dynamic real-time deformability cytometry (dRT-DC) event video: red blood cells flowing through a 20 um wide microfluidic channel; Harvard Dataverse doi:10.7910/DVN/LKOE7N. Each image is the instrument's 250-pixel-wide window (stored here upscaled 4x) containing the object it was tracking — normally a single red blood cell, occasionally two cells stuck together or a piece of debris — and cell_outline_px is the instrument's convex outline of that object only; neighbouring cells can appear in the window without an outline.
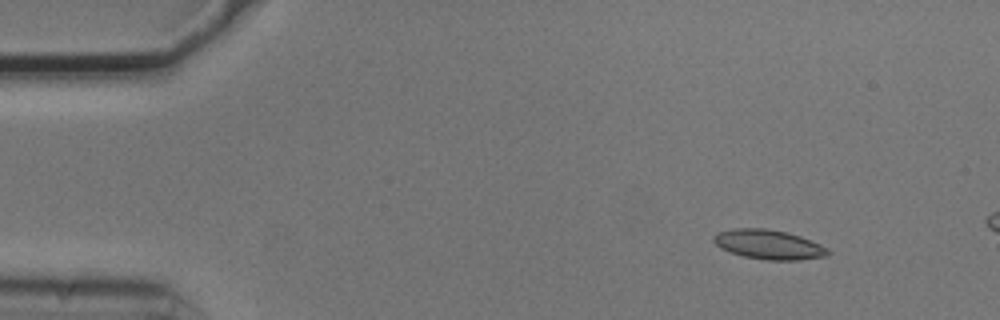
{"species": "common noctule bat (a hibernating species)", "species_latin": "Nyctalus noctula", "temperature_condition": "cold", "stored_images_in_passage": 10, "camera_frame_rate_fps": 3000, "um_per_image_px": 0.085, "animal": {"sex": "male", "body_mass_g": 20.5, "forearm_length_mm": 52.5}, "frame": {"image": 1, "passage_image": 1, "time_ms": 0.0, "image_size_px": [1000, 320], "cell_outline_px": [[832, 252], [828, 256], [796, 260], [764, 260], [744, 256], [720, 248], [712, 240], [712, 236], [716, 232], [732, 228], [764, 228], [788, 232], [800, 236], [820, 244], [828, 248]], "centroid_in_image_um": [65.34, 20.77], "position_along_channel_um": 19.7, "area_um2": 19.83}}
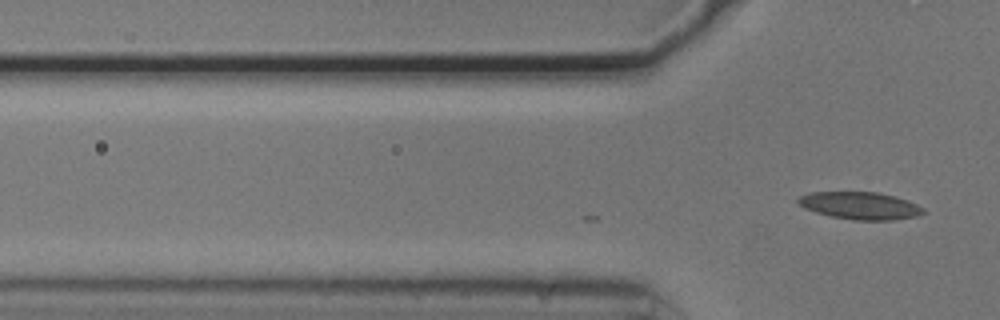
{"frame": {"image": 2, "passage_image": 10, "time_ms": 3.0, "image_size_px": [1000, 320], "cell_outline_px": [[924, 212], [916, 216], [892, 220], [852, 220], [832, 216], [816, 212], [804, 208], [796, 200], [800, 196], [812, 192], [876, 192], [896, 196], [916, 204], [924, 208]], "centroid_in_image_um": [73.11, 17.48], "position_along_channel_um": 52.7, "area_um2": 19.83}}